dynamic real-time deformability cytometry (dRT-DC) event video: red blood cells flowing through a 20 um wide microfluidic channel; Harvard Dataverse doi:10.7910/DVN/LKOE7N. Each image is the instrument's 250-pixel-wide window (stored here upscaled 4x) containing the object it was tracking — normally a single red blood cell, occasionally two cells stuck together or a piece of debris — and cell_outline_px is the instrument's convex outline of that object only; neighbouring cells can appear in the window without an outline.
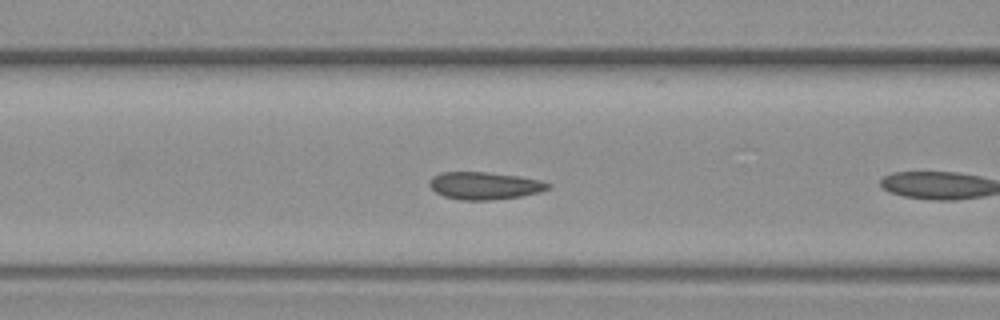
{"species": "common noctule bat (a hibernating species)", "species_latin": "Nyctalus noctula", "temperature_condition": "warm", "stored_images_in_passage": 4, "camera_frame_rate_fps": 3000, "um_per_image_px": 0.085, "animal": {"sex": "female", "body_mass_g": 19.3, "forearm_length_mm": 54.1}, "frame": {"image": 1, "passage_image": 4, "time_ms": 3.667, "image_size_px": [1000, 320], "cell_outline_px": [[552, 184], [548, 188], [540, 192], [520, 196], [492, 200], [460, 200], [444, 196], [436, 192], [428, 184], [428, 180], [432, 176], [440, 172], [488, 172], [516, 176], [540, 180]], "centroid_in_image_um": [41.15, 15.78], "position_along_channel_um": 125.5, "area_um2": 18.96}}